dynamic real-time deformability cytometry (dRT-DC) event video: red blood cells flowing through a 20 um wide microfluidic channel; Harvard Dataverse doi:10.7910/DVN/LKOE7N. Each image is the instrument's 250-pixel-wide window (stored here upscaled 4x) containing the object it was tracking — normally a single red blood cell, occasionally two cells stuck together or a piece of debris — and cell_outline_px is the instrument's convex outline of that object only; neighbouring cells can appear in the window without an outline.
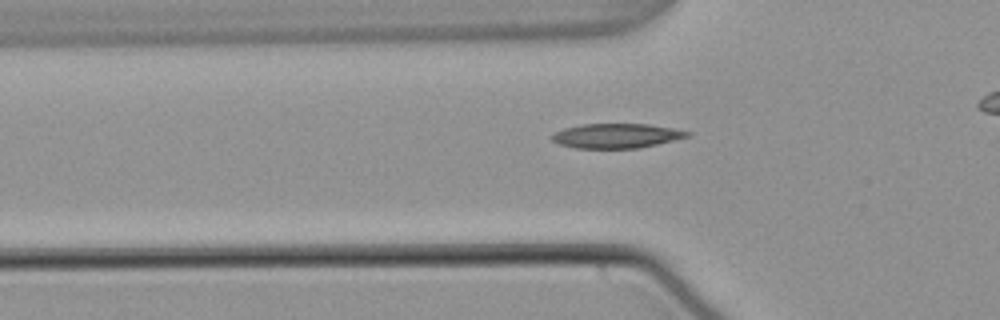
{"species": "common noctule bat (a hibernating species)", "species_latin": "Nyctalus noctula", "temperature_condition": "warm", "stored_images_in_passage": 40, "camera_frame_rate_fps": 3000, "um_per_image_px": 0.085, "animal": {"sex": "male", "body_mass_g": 21.5, "forearm_length_mm": 52.0}, "frame": {"image": 1, "passage_image": 11, "time_ms": 3.333, "image_size_px": [1000, 320], "cell_outline_px": [[692, 136], [640, 148], [576, 148], [560, 144], [552, 140], [552, 136], [556, 132], [564, 128], [584, 124], [648, 124], [672, 128], [692, 132]], "centroid_in_image_um": [52.46, 11.54], "position_along_channel_um": 73.3, "area_um2": 19.31}}
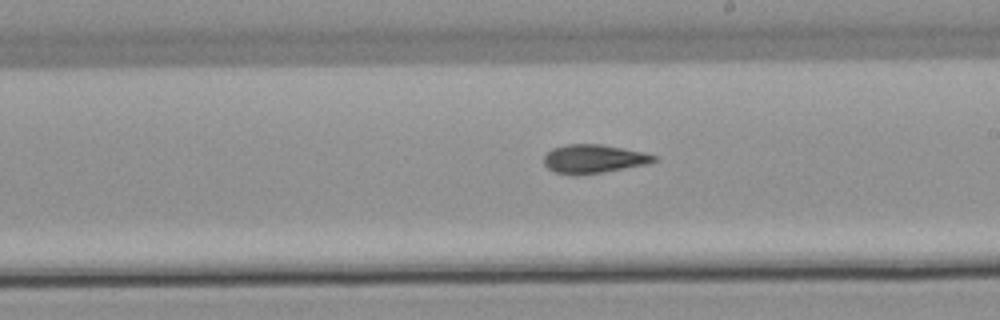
{"frame": {"image": 2, "passage_image": 24, "time_ms": 7.667, "image_size_px": [1000, 320], "cell_outline_px": [[656, 160], [648, 164], [600, 172], [556, 172], [548, 168], [544, 164], [544, 156], [552, 148], [568, 144], [600, 144], [640, 152], [656, 156]], "centroid_in_image_um": [50.45, 13.46], "position_along_channel_um": 238.5, "area_um2": 17.4}}
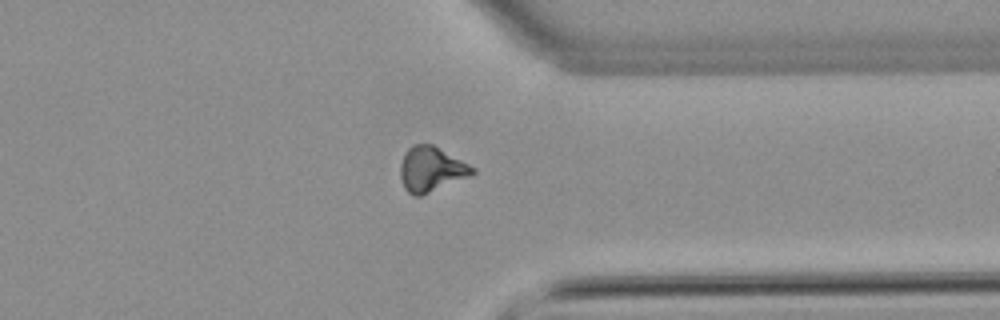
{"frame": {"image": 3, "passage_image": 35, "time_ms": 11.333, "image_size_px": [1000, 320], "cell_outline_px": [[476, 172], [420, 196], [412, 196], [404, 188], [400, 176], [400, 164], [404, 152], [412, 144], [432, 144], [476, 168]], "centroid_in_image_um": [36.6, 14.36], "position_along_channel_um": 374.8, "area_um2": 18.61}, "authors_computed_cell_mechanics": {"area_um2": 18.2937, "velocity_mm_per_s": 3.8063, "shape_relaxation_time_tau1_ms": 8.7763, "shape_relaxation_time_tau2_ms": 3.6867, "deformation_change_tau1": 0.2159, "deformation_change_tau2": 0.1154}}